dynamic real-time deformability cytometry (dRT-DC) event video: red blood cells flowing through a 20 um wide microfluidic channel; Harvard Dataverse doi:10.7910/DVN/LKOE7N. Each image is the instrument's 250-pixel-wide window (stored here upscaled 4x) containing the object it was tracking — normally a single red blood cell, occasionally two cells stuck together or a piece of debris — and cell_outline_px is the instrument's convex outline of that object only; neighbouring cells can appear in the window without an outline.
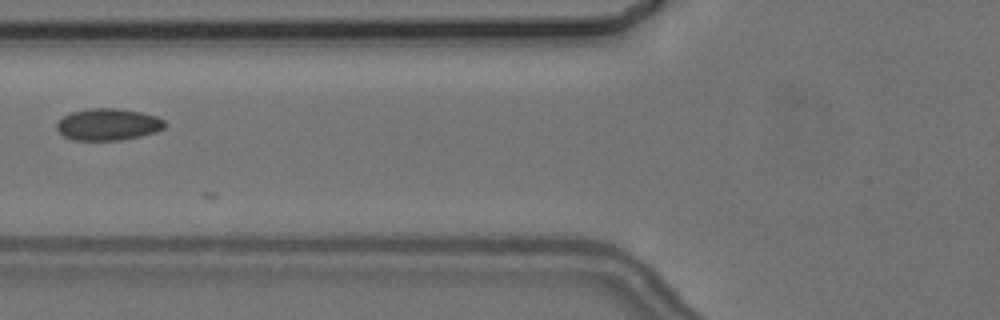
{"species": "common noctule bat (a hibernating species)", "species_latin": "Nyctalus noctula", "temperature_condition": "cold", "stored_images_in_passage": 5, "camera_frame_rate_fps": 3000, "um_per_image_px": 0.085, "animal": {"sex": "female", "body_mass_g": 24.6, "forearm_length_mm": 56.2}, "frame": {"image": 1, "passage_image": 5, "time_ms": 5.0, "image_size_px": [1000, 320], "cell_outline_px": [[168, 124], [164, 128], [156, 132], [140, 136], [120, 140], [72, 140], [64, 136], [56, 128], [56, 124], [64, 116], [72, 112], [88, 108], [120, 108], [140, 112], [156, 116], [164, 120]], "centroid_in_image_um": [9.21, 10.57], "position_along_channel_um": 116.6, "area_um2": 20.11}}